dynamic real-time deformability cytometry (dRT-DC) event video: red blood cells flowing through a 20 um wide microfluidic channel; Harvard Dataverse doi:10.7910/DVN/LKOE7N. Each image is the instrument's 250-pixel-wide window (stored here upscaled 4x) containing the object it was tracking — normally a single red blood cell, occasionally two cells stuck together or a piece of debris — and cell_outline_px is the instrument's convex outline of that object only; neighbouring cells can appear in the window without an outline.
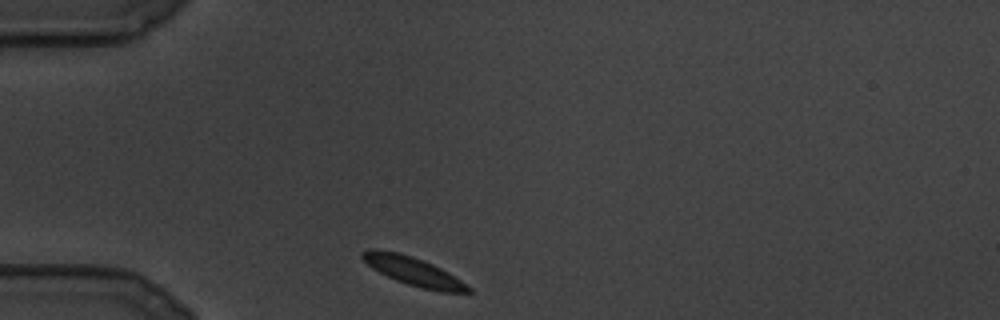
{"species": "common noctule bat (a hibernating species)", "species_latin": "Nyctalus noctula", "temperature_condition": "cold", "stored_images_in_passage": 83, "camera_frame_rate_fps": 3000, "um_per_image_px": 0.085, "animal": {"sex": "male", "body_mass_g": 19.5, "forearm_length_mm": 54.6}, "frame": {"image": 1, "passage_image": 1, "time_ms": 0.0, "image_size_px": [1000, 320], "cell_outline_px": [[472, 292], [440, 292], [420, 288], [396, 280], [372, 268], [360, 256], [360, 252], [368, 248], [376, 248], [400, 252], [412, 256], [432, 264], [448, 272], [468, 284], [472, 288]], "centroid_in_image_um": [35.13, 23.04], "position_along_channel_um": 49.9, "area_um2": 17.74}}
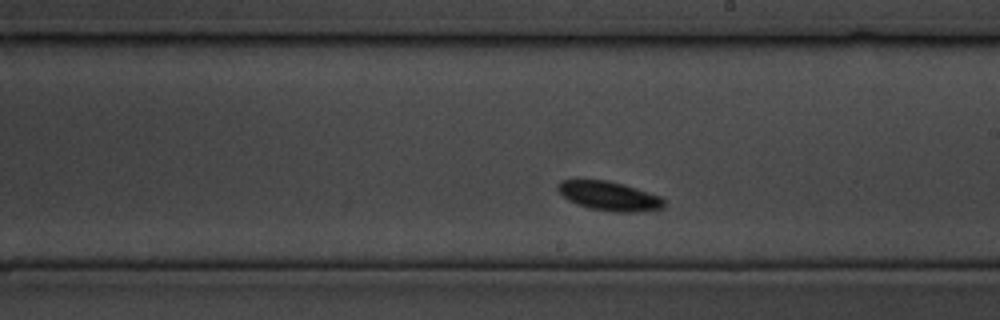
{"frame": {"image": 2, "passage_image": 36, "time_ms": 11.667, "image_size_px": [1000, 320], "cell_outline_px": [[664, 208], [640, 212], [612, 212], [588, 208], [576, 204], [568, 200], [556, 188], [556, 184], [560, 180], [608, 180], [624, 184], [660, 196], [664, 200]], "centroid_in_image_um": [51.77, 16.67], "position_along_channel_um": 237.2, "area_um2": 18.21}}
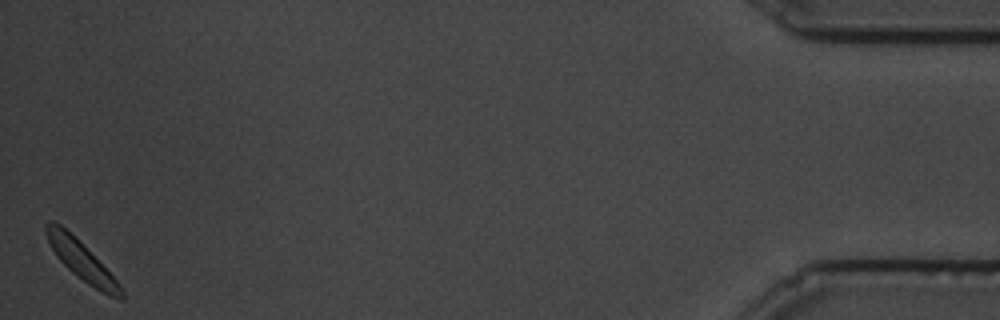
{"frame": {"image": 3, "passage_image": 82, "time_ms": 27.0, "image_size_px": [1000, 320], "cell_outline_px": [[124, 300], [120, 300], [108, 296], [100, 292], [88, 284], [72, 272], [56, 256], [44, 232], [44, 224], [48, 220], [52, 220], [60, 224], [120, 284], [124, 292]], "centroid_in_image_um": [6.91, 22.2], "position_along_channel_um": 428.3, "area_um2": 16.24}}